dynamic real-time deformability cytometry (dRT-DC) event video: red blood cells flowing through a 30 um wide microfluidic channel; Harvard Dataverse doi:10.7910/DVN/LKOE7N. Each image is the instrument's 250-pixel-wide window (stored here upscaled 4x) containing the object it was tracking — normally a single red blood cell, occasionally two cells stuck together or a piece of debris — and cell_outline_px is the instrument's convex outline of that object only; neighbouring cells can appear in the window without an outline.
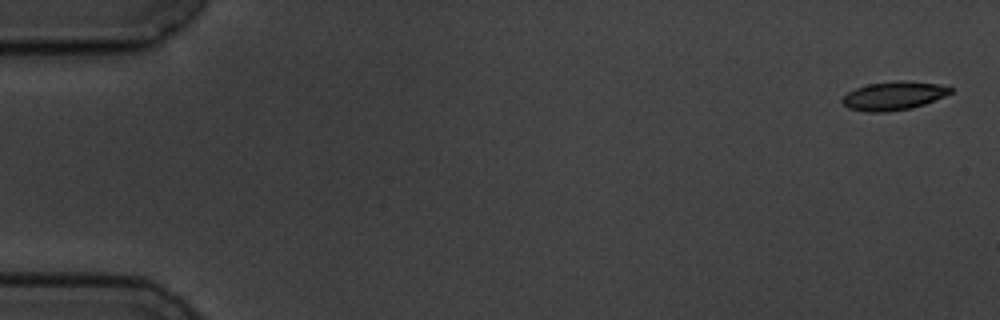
{"species": "common noctule bat (a hibernating species)", "species_latin": "Nyctalus noctula", "temperature_condition": "cold", "stored_images_in_passage": 6, "segment_of_instrument_passage": [1, 2], "camera_frame_rate_fps": 3000, "um_per_image_px": 0.085, "animal": {"sex": "male", "body_mass_g": 19.5, "forearm_length_mm": 54.6}, "frame": {"image": 1, "passage_image": 1, "time_ms": 0.0, "image_size_px": [1000, 320], "cell_outline_px": [[952, 92], [944, 96], [924, 104], [912, 108], [884, 112], [868, 112], [848, 108], [840, 100], [848, 92], [856, 88], [868, 84], [896, 80], [904, 80], [936, 84], [952, 88]], "centroid_in_image_um": [75.93, 8.14], "position_along_channel_um": 9.1, "area_um2": 17.86}}
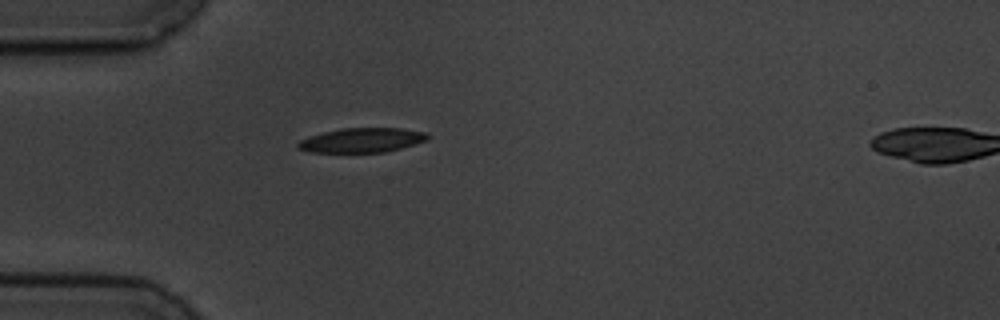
{"frame": {"image": 2, "passage_image": 5, "time_ms": 5.0, "image_size_px": [1000, 320], "cell_outline_px": [[428, 140], [400, 148], [384, 152], [308, 152], [296, 148], [296, 144], [300, 140], [308, 136], [340, 128], [400, 128], [424, 132], [428, 136]], "centroid_in_image_um": [30.7, 11.91], "position_along_channel_um": 54.3, "area_um2": 18.44}}